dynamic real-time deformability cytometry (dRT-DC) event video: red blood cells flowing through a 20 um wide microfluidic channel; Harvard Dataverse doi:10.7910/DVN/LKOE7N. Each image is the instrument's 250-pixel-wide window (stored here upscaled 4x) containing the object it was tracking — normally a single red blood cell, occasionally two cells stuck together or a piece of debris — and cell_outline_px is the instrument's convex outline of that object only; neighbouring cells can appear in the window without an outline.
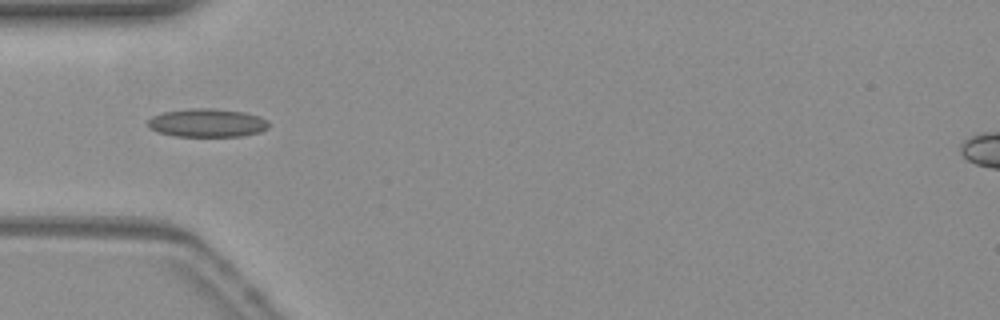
{"species": "common noctule bat (a hibernating species)", "species_latin": "Nyctalus noctula", "temperature_condition": "warm", "stored_images_in_passage": 37, "camera_frame_rate_fps": 3000, "um_per_image_px": 0.085, "animal": {"sex": "female", "body_mass_g": 19.3, "forearm_length_mm": 54.1}, "frame": {"image": 1, "passage_image": 1, "time_ms": 0.0, "image_size_px": [1000, 320], "cell_outline_px": [[268, 128], [260, 132], [244, 136], [176, 136], [156, 132], [148, 128], [148, 120], [152, 116], [164, 112], [192, 108], [212, 108], [244, 112], [260, 116], [268, 120]], "centroid_in_image_um": [17.61, 10.45], "position_along_channel_um": 67.4, "area_um2": 20.11}}
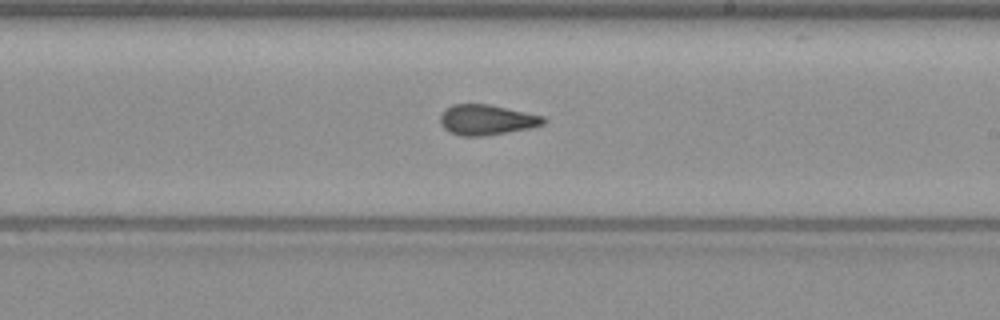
{"frame": {"image": 2, "passage_image": 15, "time_ms": 4.667, "image_size_px": [1000, 320], "cell_outline_px": [[544, 124], [528, 128], [484, 136], [460, 136], [448, 132], [440, 124], [440, 116], [444, 108], [452, 104], [488, 104], [544, 116]], "centroid_in_image_um": [41.29, 10.18], "position_along_channel_um": 247.7, "area_um2": 18.21}}
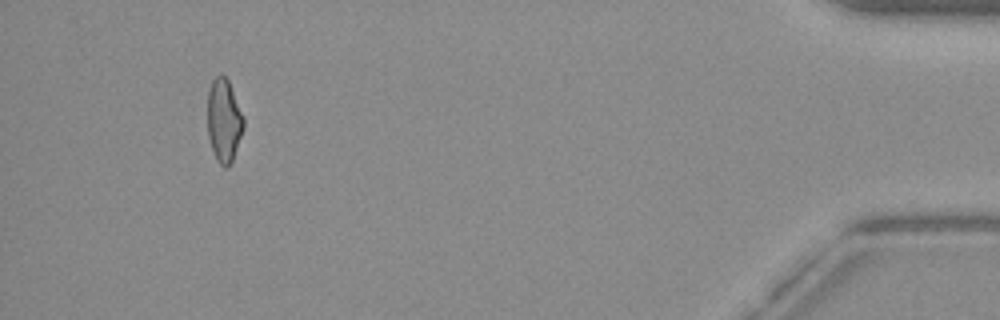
{"frame": {"image": 3, "passage_image": 34, "time_ms": 11.0, "image_size_px": [1000, 320], "cell_outline_px": [[244, 128], [232, 160], [228, 168], [224, 168], [216, 160], [208, 136], [208, 92], [212, 80], [220, 72], [228, 80], [244, 116]], "centroid_in_image_um": [19.04, 10.23], "position_along_channel_um": 416.2, "area_um2": 17.51}, "authors_computed_cell_mechanics": {"area_um2": 18.207, "velocity_mm_per_s": 3.8436, "shape_relaxation_time_tau1_ms": null, "shape_relaxation_time_tau2_ms": 1.7195, "deformation_change_tau1": null, "deformation_change_tau2": 0.0801}}